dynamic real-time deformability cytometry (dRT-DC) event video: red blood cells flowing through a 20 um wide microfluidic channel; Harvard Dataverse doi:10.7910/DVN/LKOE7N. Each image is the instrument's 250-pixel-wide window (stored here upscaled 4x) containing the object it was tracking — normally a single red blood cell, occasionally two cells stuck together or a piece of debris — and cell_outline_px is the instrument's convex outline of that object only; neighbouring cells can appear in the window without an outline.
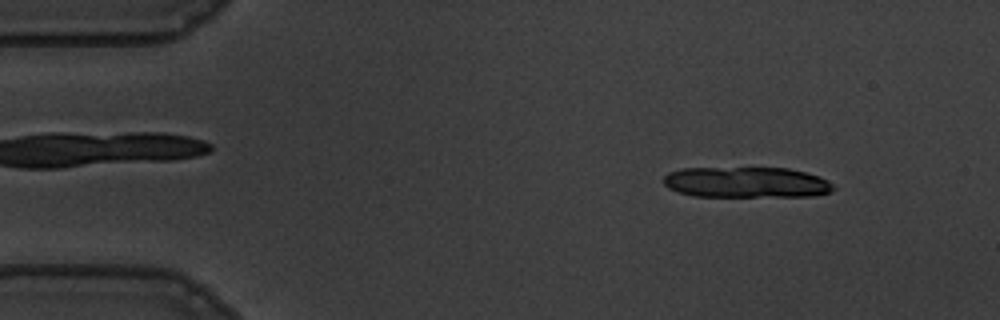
{"species": "common noctule bat (a hibernating species)", "species_latin": "Nyctalus noctula", "temperature_condition": "warm", "stored_images_in_passage": 15, "camera_frame_rate_fps": 3000, "um_per_image_px": 0.085, "animal": {"sex": "male", "body_mass_g": 19.5, "forearm_length_mm": 54.6}, "frame": {"image": 1, "passage_image": 6, "time_ms": 1.667, "image_size_px": [1000, 320], "cell_outline_px": [[836, 188], [832, 192], [812, 196], [692, 196], [668, 188], [664, 184], [664, 176], [668, 172], [680, 168], [788, 168], [820, 176], [828, 180]], "centroid_in_image_um": [63.45, 15.5], "position_along_channel_um": 21.5, "area_um2": 30.58}}